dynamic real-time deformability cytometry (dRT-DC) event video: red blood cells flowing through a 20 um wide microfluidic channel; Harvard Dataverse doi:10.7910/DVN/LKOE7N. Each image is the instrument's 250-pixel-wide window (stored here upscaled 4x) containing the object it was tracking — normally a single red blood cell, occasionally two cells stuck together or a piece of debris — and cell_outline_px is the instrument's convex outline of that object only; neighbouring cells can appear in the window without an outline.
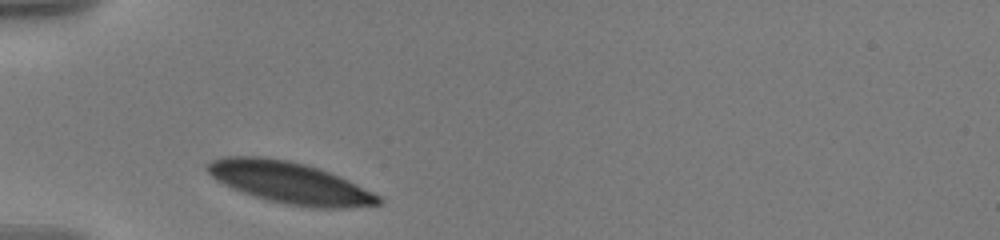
{"species": "human", "species_latin": "Homo sapiens", "temperature_condition": "warm", "stored_images_in_passage": 9, "camera_frame_rate_fps": 3000, "um_per_image_px": 0.085, "donor": {"sex": "male"}, "frame": {"image": 1, "passage_image": 1, "time_ms": 0.0, "image_size_px": [1000, 240], "cell_outline_px": [[384, 200], [380, 204], [344, 208], [312, 208], [288, 204], [268, 200], [232, 188], [216, 180], [204, 168], [204, 164], [212, 160], [224, 156], [264, 156], [288, 160], [320, 168], [340, 176], [380, 196]], "centroid_in_image_um": [24.61, 15.51], "position_along_channel_um": 60.4, "area_um2": 41.44}}
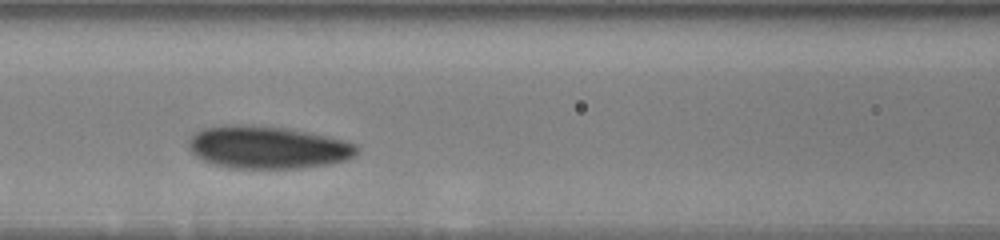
{"frame": {"image": 2, "passage_image": 6, "time_ms": 2.667, "image_size_px": [1000, 240], "cell_outline_px": [[360, 148], [348, 160], [328, 164], [300, 168], [232, 168], [212, 164], [196, 156], [188, 148], [188, 140], [196, 132], [204, 128], [228, 124], [252, 124], [288, 128], [328, 136], [344, 140], [356, 144]], "centroid_in_image_um": [22.74, 12.51], "position_along_channel_um": 143.9, "area_um2": 42.02}}
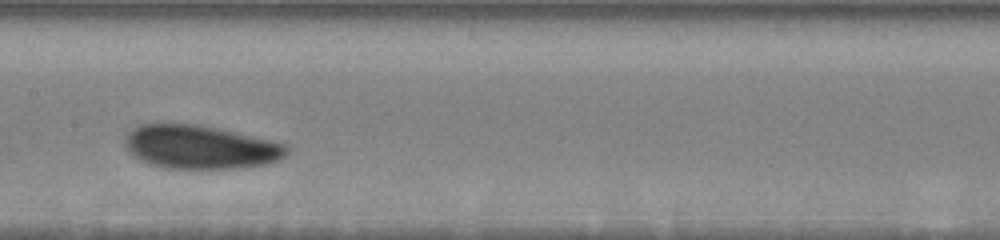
{"frame": {"image": 3, "passage_image": 8, "time_ms": 4.0, "image_size_px": [1000, 240], "cell_outline_px": [[288, 152], [280, 160], [268, 164], [240, 168], [164, 168], [148, 164], [140, 160], [128, 152], [124, 144], [124, 140], [128, 132], [132, 128], [140, 124], [160, 120], [200, 124], [272, 140], [284, 144], [288, 148]], "centroid_in_image_um": [16.95, 12.46], "position_along_channel_um": 190.5, "area_um2": 42.19}}